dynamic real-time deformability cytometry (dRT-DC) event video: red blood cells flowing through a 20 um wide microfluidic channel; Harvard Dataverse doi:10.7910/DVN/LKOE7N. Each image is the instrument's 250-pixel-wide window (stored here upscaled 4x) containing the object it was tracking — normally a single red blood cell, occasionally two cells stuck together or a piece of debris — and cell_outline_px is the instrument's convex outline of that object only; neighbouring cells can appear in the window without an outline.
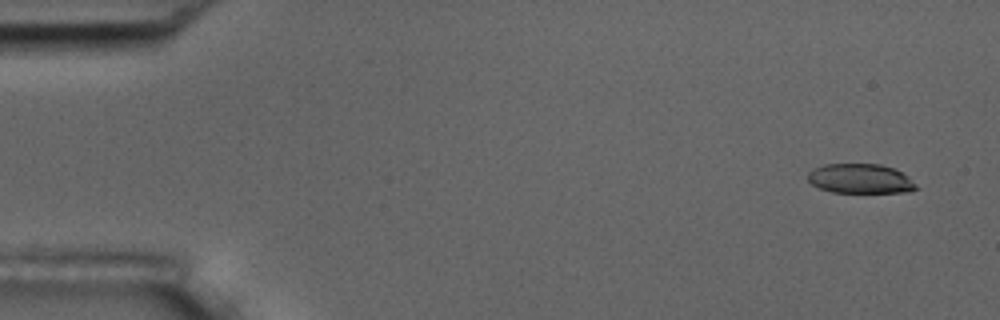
{"species": "common noctule bat (a hibernating species)", "species_latin": "Nyctalus noctula", "temperature_condition": "room temperature", "stored_images_in_passage": 4, "camera_frame_rate_fps": 3000, "um_per_image_px": 0.085, "animal": {"sex": "male", "body_mass_g": 17.5, "forearm_length_mm": 52.3}, "frame": {"image": 1, "passage_image": 1, "time_ms": 0.0, "image_size_px": [1000, 320], "cell_outline_px": [[916, 188], [912, 192], [832, 192], [820, 188], [812, 184], [808, 180], [808, 172], [812, 168], [824, 164], [880, 164], [892, 168], [908, 176], [916, 184]], "centroid_in_image_um": [73.11, 15.18], "position_along_channel_um": 11.9, "area_um2": 18.61}}